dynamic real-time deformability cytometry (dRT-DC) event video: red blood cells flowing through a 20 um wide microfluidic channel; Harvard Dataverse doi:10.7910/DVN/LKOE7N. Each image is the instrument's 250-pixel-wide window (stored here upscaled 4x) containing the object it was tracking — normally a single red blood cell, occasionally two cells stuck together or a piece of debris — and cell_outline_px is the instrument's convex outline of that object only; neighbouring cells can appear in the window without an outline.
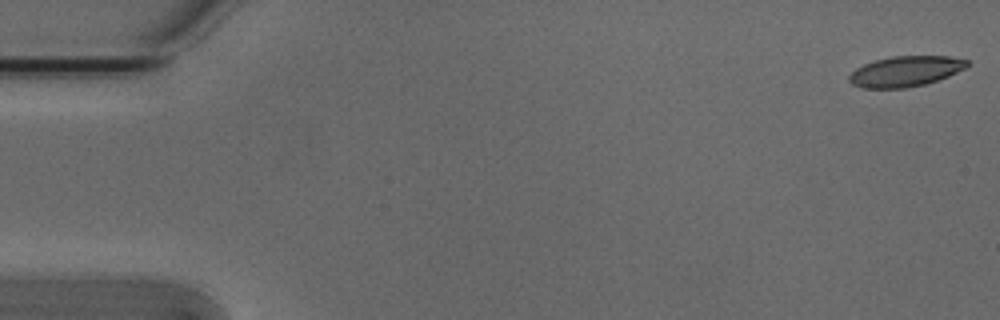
{"species": "Egyptian fruit bat (a non-hibernating species)", "species_latin": "Rousettus aegyptiacus", "temperature_condition": "cold", "stored_images_in_passage": 12, "camera_frame_rate_fps": 3000, "um_per_image_px": 0.085, "animal": {"sex": "male"}, "frame": {"image": 1, "passage_image": 1, "time_ms": 0.0, "image_size_px": [1000, 320], "cell_outline_px": [[968, 64], [964, 68], [948, 76], [924, 84], [904, 88], [860, 88], [852, 84], [848, 80], [848, 76], [856, 68], [864, 64], [876, 60], [892, 56], [948, 56], [968, 60]], "centroid_in_image_um": [76.92, 6.06], "position_along_channel_um": 8.1, "area_um2": 20.75}}